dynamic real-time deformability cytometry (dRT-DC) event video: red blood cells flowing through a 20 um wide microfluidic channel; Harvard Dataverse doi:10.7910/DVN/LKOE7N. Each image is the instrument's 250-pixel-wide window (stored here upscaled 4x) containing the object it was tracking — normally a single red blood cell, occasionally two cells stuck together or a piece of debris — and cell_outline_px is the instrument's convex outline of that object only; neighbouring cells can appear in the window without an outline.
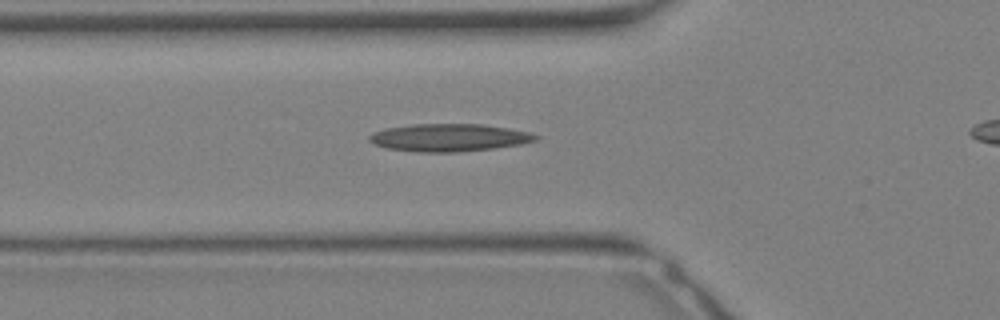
{"species": "Egyptian fruit bat (a non-hibernating species)", "species_latin": "Rousettus aegyptiacus", "temperature_condition": "warm", "stored_images_in_passage": 27, "camera_frame_rate_fps": 3000, "um_per_image_px": 0.085, "animal": {"sex": "female"}, "frame": {"image": 1, "passage_image": 10, "time_ms": 3.0, "image_size_px": [1000, 320], "cell_outline_px": [[540, 140], [520, 144], [492, 148], [456, 152], [420, 152], [388, 148], [376, 144], [368, 140], [368, 136], [372, 132], [384, 128], [412, 124], [480, 124], [508, 128], [528, 132], [540, 136]], "centroid_in_image_um": [38.16, 11.69], "position_along_channel_um": 87.6, "area_um2": 26.7}}
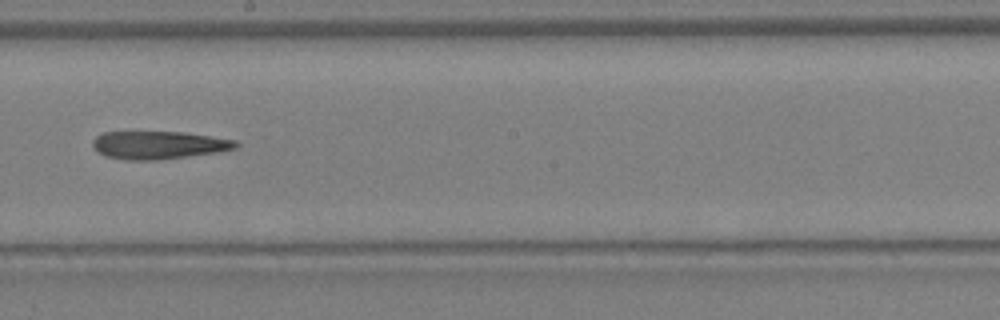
{"frame": {"image": 2, "passage_image": 17, "time_ms": 5.333, "image_size_px": [1000, 320], "cell_outline_px": [[240, 144], [236, 148], [220, 152], [156, 160], [128, 160], [104, 156], [96, 152], [92, 148], [92, 140], [96, 136], [104, 132], [184, 132], [236, 140]], "centroid_in_image_um": [13.46, 12.33], "position_along_channel_um": 234.7, "area_um2": 23.47}}
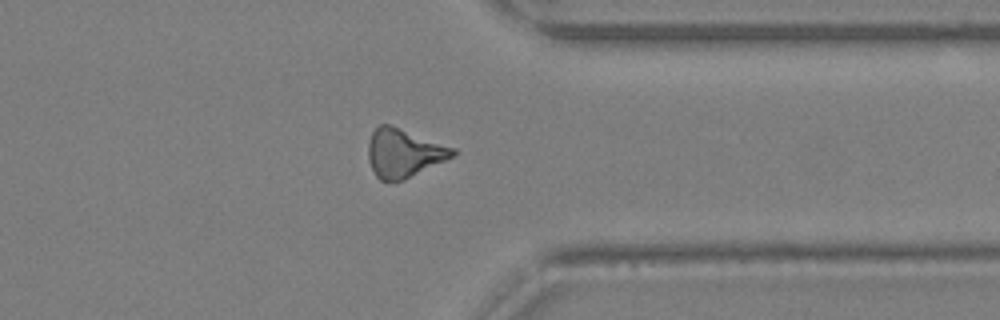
{"frame": {"image": 3, "passage_image": 24, "time_ms": 7.667, "image_size_px": [1000, 320], "cell_outline_px": [[456, 152], [452, 156], [404, 180], [380, 180], [376, 176], [368, 160], [368, 140], [372, 132], [380, 124], [388, 124], [456, 148]], "centroid_in_image_um": [34.28, 12.99], "position_along_channel_um": 377.1, "area_um2": 23.47}}